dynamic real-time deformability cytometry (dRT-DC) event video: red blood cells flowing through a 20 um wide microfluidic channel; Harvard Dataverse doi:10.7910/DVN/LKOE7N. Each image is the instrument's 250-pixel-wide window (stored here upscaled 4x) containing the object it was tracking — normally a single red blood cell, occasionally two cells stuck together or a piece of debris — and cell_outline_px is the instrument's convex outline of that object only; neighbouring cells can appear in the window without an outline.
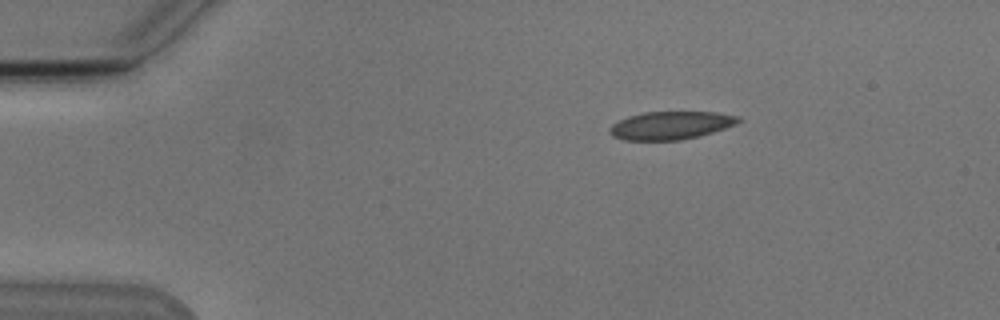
{"species": "Egyptian fruit bat (a non-hibernating species)", "species_latin": "Rousettus aegyptiacus", "temperature_condition": "cold", "stored_images_in_passage": 46, "camera_frame_rate_fps": 3000, "um_per_image_px": 0.085, "animal": {"sex": "male"}, "frame": {"image": 1, "passage_image": 2, "time_ms": 0.333, "image_size_px": [1000, 320], "cell_outline_px": [[744, 120], [736, 124], [700, 136], [680, 140], [624, 140], [612, 136], [608, 132], [608, 128], [612, 124], [628, 116], [644, 112], [716, 112], [740, 116]], "centroid_in_image_um": [57.02, 10.65], "position_along_channel_um": 28.0, "area_um2": 21.15}}
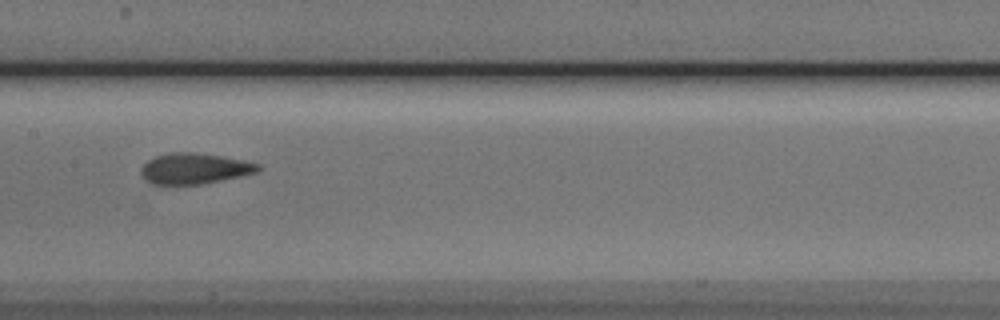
{"frame": {"image": 2, "passage_image": 20, "time_ms": 6.333, "image_size_px": [1000, 320], "cell_outline_px": [[260, 168], [256, 172], [240, 176], [200, 184], [152, 184], [144, 180], [140, 172], [140, 168], [148, 160], [156, 156], [172, 152], [188, 152], [220, 156], [244, 160], [260, 164]], "centroid_in_image_um": [16.49, 14.33], "position_along_channel_um": 190.9, "area_um2": 20.75}}
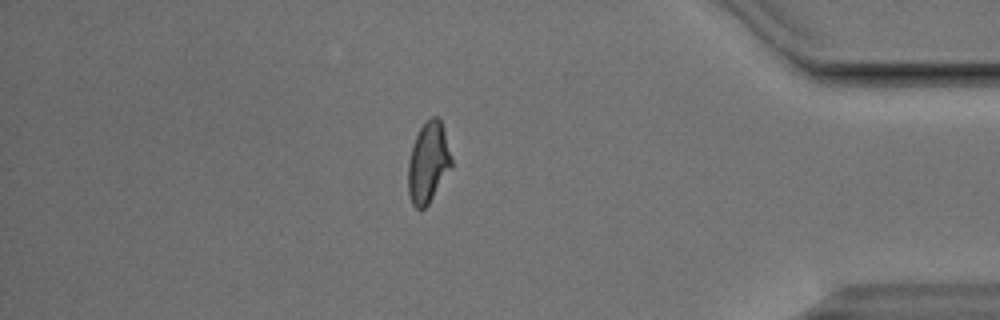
{"frame": {"image": 3, "passage_image": 39, "time_ms": 12.667, "image_size_px": [1000, 320], "cell_outline_px": [[452, 168], [428, 204], [424, 208], [416, 208], [412, 204], [408, 192], [408, 164], [412, 148], [416, 136], [420, 128], [432, 116], [436, 116], [440, 120], [444, 128], [452, 160]], "centroid_in_image_um": [36.41, 13.83], "position_along_channel_um": 398.8, "area_um2": 20.23}, "authors_computed_cell_mechanics": {"area_um2": 20.9814, "velocity_mm_per_s": 3.8169, "shape_relaxation_time_tau1_ms": 5.3104, "shape_relaxation_time_tau2_ms": 1.776, "deformation_change_tau1": 0.1458, "deformation_change_tau2": 0.0553}}